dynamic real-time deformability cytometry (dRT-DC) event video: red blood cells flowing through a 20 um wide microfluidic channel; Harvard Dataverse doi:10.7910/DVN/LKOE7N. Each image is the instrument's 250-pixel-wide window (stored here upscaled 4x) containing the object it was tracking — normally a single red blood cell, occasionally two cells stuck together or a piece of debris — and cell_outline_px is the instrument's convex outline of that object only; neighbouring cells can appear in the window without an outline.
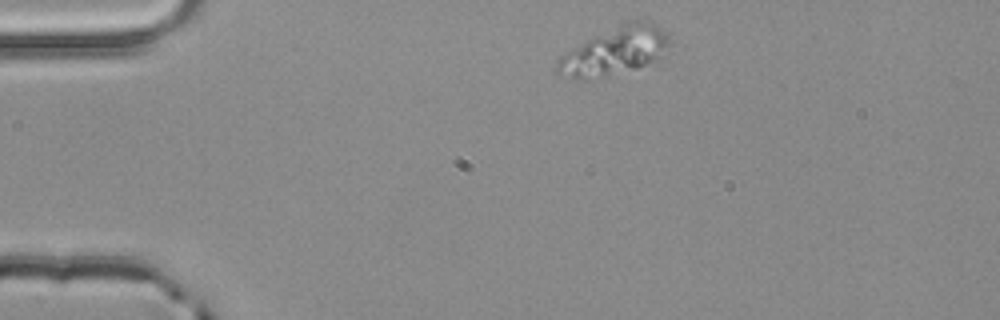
{"species": "common noctule bat (a hibernating species)", "species_latin": "Nyctalus noctula", "temperature_condition": "room temperature", "stored_images_in_passage": 2, "camera_frame_rate_fps": 3000, "um_per_image_px": 0.085, "animal": {"sex": "male", "body_mass_g": 20.4}, "frame": {"image": 1, "passage_image": 1, "time_ms": 0.0, "image_size_px": [1000, 320], "cell_outline_px": [[672, 44], [660, 60], [636, 68], [580, 80], [556, 72], [556, 64], [568, 52], [620, 20], [640, 20], [656, 24], [668, 32], [672, 40]], "centroid_in_image_um": [52.4, 4.27], "position_along_channel_um": 32.6, "area_um2": 31.27}}